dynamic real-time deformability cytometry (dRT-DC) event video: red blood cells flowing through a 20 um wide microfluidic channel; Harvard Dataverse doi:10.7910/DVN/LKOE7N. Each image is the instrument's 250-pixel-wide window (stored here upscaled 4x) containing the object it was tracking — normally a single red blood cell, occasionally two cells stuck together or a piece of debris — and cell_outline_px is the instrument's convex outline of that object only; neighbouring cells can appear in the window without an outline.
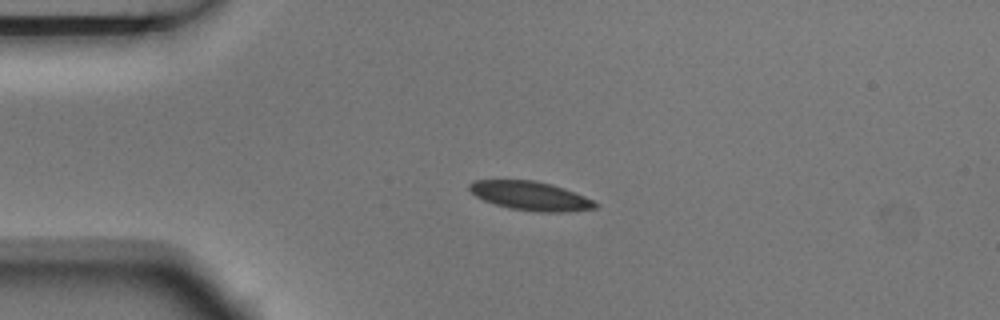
{"species": "Egyptian fruit bat (a non-hibernating species)", "species_latin": "Rousettus aegyptiacus", "temperature_condition": "room temperature", "stored_images_in_passage": 5, "camera_frame_rate_fps": 3000, "um_per_image_px": 0.085, "animal": {"sex": "male"}, "frame": {"image": 1, "passage_image": 3, "time_ms": 0.667, "image_size_px": [1000, 320], "cell_outline_px": [[596, 208], [564, 212], [540, 212], [508, 208], [484, 200], [476, 196], [468, 188], [468, 184], [476, 180], [532, 180], [552, 184], [564, 188], [584, 196], [592, 200], [596, 204]], "centroid_in_image_um": [45.07, 16.64], "position_along_channel_um": 39.9, "area_um2": 20.98}}
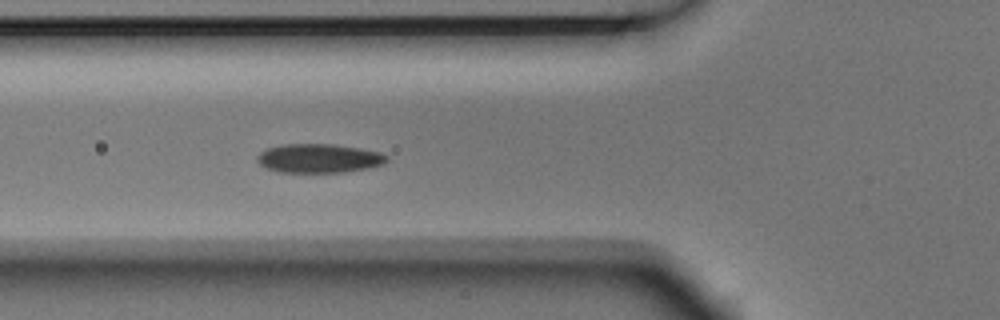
{"frame": {"image": 2, "passage_image": 5, "time_ms": 1.333, "image_size_px": [1000, 320], "cell_outline_px": [[388, 160], [384, 164], [368, 168], [344, 172], [276, 172], [264, 168], [256, 160], [256, 156], [264, 148], [280, 144], [336, 144], [360, 148], [380, 152], [388, 156]], "centroid_in_image_um": [27.07, 13.45], "position_along_channel_um": 98.7, "area_um2": 22.25}}